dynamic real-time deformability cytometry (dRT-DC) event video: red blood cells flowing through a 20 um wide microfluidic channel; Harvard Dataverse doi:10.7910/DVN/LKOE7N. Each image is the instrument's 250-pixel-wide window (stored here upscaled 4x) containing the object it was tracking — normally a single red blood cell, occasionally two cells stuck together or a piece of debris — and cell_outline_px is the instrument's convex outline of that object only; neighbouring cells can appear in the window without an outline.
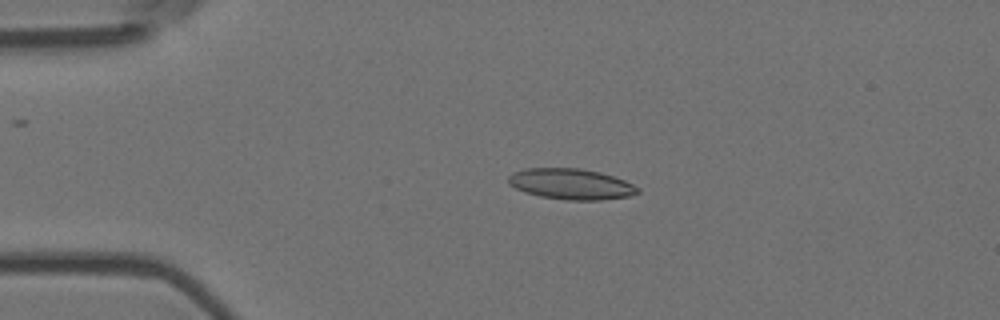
{"species": "Egyptian fruit bat (a non-hibernating species)", "species_latin": "Rousettus aegyptiacus", "temperature_condition": "room temperature", "stored_images_in_passage": 4, "camera_frame_rate_fps": 3000, "um_per_image_px": 0.085, "animal": {"sex": "female"}, "frame": {"image": 1, "passage_image": 3, "time_ms": 0.667, "image_size_px": [1000, 320], "cell_outline_px": [[640, 192], [628, 196], [600, 200], [564, 200], [540, 196], [524, 192], [508, 184], [508, 176], [512, 172], [524, 168], [580, 168], [600, 172], [624, 180], [640, 188]], "centroid_in_image_um": [48.51, 15.64], "position_along_channel_um": 36.5, "area_um2": 23.29}}